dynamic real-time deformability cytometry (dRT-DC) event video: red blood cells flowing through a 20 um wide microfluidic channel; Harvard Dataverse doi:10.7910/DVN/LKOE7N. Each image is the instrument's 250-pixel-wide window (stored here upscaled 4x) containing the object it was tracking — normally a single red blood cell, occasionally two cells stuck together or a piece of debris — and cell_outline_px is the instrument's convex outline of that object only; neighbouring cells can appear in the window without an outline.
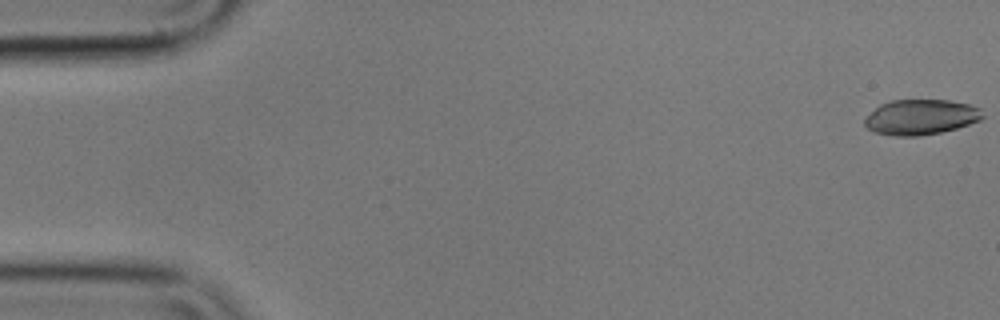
{"species": "common noctule bat (a hibernating species)", "species_latin": "Nyctalus noctula", "temperature_condition": "cold", "stored_images_in_passage": 11, "camera_frame_rate_fps": 3000, "um_per_image_px": 0.085, "animal": {"sex": "male", "body_mass_g": 17.9}, "frame": {"image": 1, "passage_image": 1, "time_ms": 0.0, "image_size_px": [1000, 320], "cell_outline_px": [[984, 116], [980, 120], [956, 128], [940, 132], [920, 136], [892, 136], [876, 132], [868, 128], [864, 124], [864, 120], [880, 104], [888, 100], [948, 100], [968, 104], [980, 108]], "centroid_in_image_um": [78.27, 9.95], "position_along_channel_um": 6.7, "area_um2": 24.1}}